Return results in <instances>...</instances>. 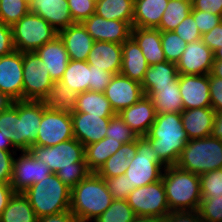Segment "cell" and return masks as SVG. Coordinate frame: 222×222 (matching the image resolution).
I'll return each instance as SVG.
<instances>
[{
  "mask_svg": "<svg viewBox=\"0 0 222 222\" xmlns=\"http://www.w3.org/2000/svg\"><path fill=\"white\" fill-rule=\"evenodd\" d=\"M106 137H110L113 141L117 140L122 144L131 143L138 138V136L122 120L118 113L110 118V123L106 131Z\"/></svg>",
  "mask_w": 222,
  "mask_h": 222,
  "instance_id": "obj_42",
  "label": "cell"
},
{
  "mask_svg": "<svg viewBox=\"0 0 222 222\" xmlns=\"http://www.w3.org/2000/svg\"><path fill=\"white\" fill-rule=\"evenodd\" d=\"M74 138L84 146L98 142L106 137L111 117H101L84 112L70 114Z\"/></svg>",
  "mask_w": 222,
  "mask_h": 222,
  "instance_id": "obj_19",
  "label": "cell"
},
{
  "mask_svg": "<svg viewBox=\"0 0 222 222\" xmlns=\"http://www.w3.org/2000/svg\"><path fill=\"white\" fill-rule=\"evenodd\" d=\"M75 112L101 115V117H112L116 114L104 93L90 90L77 95Z\"/></svg>",
  "mask_w": 222,
  "mask_h": 222,
  "instance_id": "obj_33",
  "label": "cell"
},
{
  "mask_svg": "<svg viewBox=\"0 0 222 222\" xmlns=\"http://www.w3.org/2000/svg\"><path fill=\"white\" fill-rule=\"evenodd\" d=\"M166 222H205L198 211L171 212L166 217Z\"/></svg>",
  "mask_w": 222,
  "mask_h": 222,
  "instance_id": "obj_55",
  "label": "cell"
},
{
  "mask_svg": "<svg viewBox=\"0 0 222 222\" xmlns=\"http://www.w3.org/2000/svg\"><path fill=\"white\" fill-rule=\"evenodd\" d=\"M23 194L37 218L70 210L71 188L54 173L27 188Z\"/></svg>",
  "mask_w": 222,
  "mask_h": 222,
  "instance_id": "obj_6",
  "label": "cell"
},
{
  "mask_svg": "<svg viewBox=\"0 0 222 222\" xmlns=\"http://www.w3.org/2000/svg\"><path fill=\"white\" fill-rule=\"evenodd\" d=\"M197 211L205 222H222V196L202 198Z\"/></svg>",
  "mask_w": 222,
  "mask_h": 222,
  "instance_id": "obj_44",
  "label": "cell"
},
{
  "mask_svg": "<svg viewBox=\"0 0 222 222\" xmlns=\"http://www.w3.org/2000/svg\"><path fill=\"white\" fill-rule=\"evenodd\" d=\"M14 193L15 191L10 183L0 182V217Z\"/></svg>",
  "mask_w": 222,
  "mask_h": 222,
  "instance_id": "obj_57",
  "label": "cell"
},
{
  "mask_svg": "<svg viewBox=\"0 0 222 222\" xmlns=\"http://www.w3.org/2000/svg\"><path fill=\"white\" fill-rule=\"evenodd\" d=\"M35 54L39 57L42 63H45L50 78L54 82L60 81L70 60L68 52L60 37L56 36L52 41L39 47L35 51Z\"/></svg>",
  "mask_w": 222,
  "mask_h": 222,
  "instance_id": "obj_23",
  "label": "cell"
},
{
  "mask_svg": "<svg viewBox=\"0 0 222 222\" xmlns=\"http://www.w3.org/2000/svg\"><path fill=\"white\" fill-rule=\"evenodd\" d=\"M157 152L159 158L167 165H176L180 155L189 141L183 127L181 113L157 114L148 134L145 136Z\"/></svg>",
  "mask_w": 222,
  "mask_h": 222,
  "instance_id": "obj_3",
  "label": "cell"
},
{
  "mask_svg": "<svg viewBox=\"0 0 222 222\" xmlns=\"http://www.w3.org/2000/svg\"><path fill=\"white\" fill-rule=\"evenodd\" d=\"M95 14L107 20H119L133 24L134 0H100Z\"/></svg>",
  "mask_w": 222,
  "mask_h": 222,
  "instance_id": "obj_34",
  "label": "cell"
},
{
  "mask_svg": "<svg viewBox=\"0 0 222 222\" xmlns=\"http://www.w3.org/2000/svg\"><path fill=\"white\" fill-rule=\"evenodd\" d=\"M192 10V0H169L166 10L162 15L160 31H174Z\"/></svg>",
  "mask_w": 222,
  "mask_h": 222,
  "instance_id": "obj_38",
  "label": "cell"
},
{
  "mask_svg": "<svg viewBox=\"0 0 222 222\" xmlns=\"http://www.w3.org/2000/svg\"><path fill=\"white\" fill-rule=\"evenodd\" d=\"M202 198L222 196V169L213 170L200 175Z\"/></svg>",
  "mask_w": 222,
  "mask_h": 222,
  "instance_id": "obj_43",
  "label": "cell"
},
{
  "mask_svg": "<svg viewBox=\"0 0 222 222\" xmlns=\"http://www.w3.org/2000/svg\"><path fill=\"white\" fill-rule=\"evenodd\" d=\"M104 180L113 199L127 200L130 194V183L128 182V177H126L125 174Z\"/></svg>",
  "mask_w": 222,
  "mask_h": 222,
  "instance_id": "obj_46",
  "label": "cell"
},
{
  "mask_svg": "<svg viewBox=\"0 0 222 222\" xmlns=\"http://www.w3.org/2000/svg\"><path fill=\"white\" fill-rule=\"evenodd\" d=\"M191 14L193 15V19L202 35L209 32L216 25L222 22V16L215 15L207 11L195 10L193 7Z\"/></svg>",
  "mask_w": 222,
  "mask_h": 222,
  "instance_id": "obj_48",
  "label": "cell"
},
{
  "mask_svg": "<svg viewBox=\"0 0 222 222\" xmlns=\"http://www.w3.org/2000/svg\"><path fill=\"white\" fill-rule=\"evenodd\" d=\"M30 12L42 17L57 32L74 23L67 0H34Z\"/></svg>",
  "mask_w": 222,
  "mask_h": 222,
  "instance_id": "obj_22",
  "label": "cell"
},
{
  "mask_svg": "<svg viewBox=\"0 0 222 222\" xmlns=\"http://www.w3.org/2000/svg\"><path fill=\"white\" fill-rule=\"evenodd\" d=\"M213 53H214V61H222V47L218 48Z\"/></svg>",
  "mask_w": 222,
  "mask_h": 222,
  "instance_id": "obj_63",
  "label": "cell"
},
{
  "mask_svg": "<svg viewBox=\"0 0 222 222\" xmlns=\"http://www.w3.org/2000/svg\"><path fill=\"white\" fill-rule=\"evenodd\" d=\"M174 32L187 43H192L202 38V34L199 31L191 13L180 24H178Z\"/></svg>",
  "mask_w": 222,
  "mask_h": 222,
  "instance_id": "obj_47",
  "label": "cell"
},
{
  "mask_svg": "<svg viewBox=\"0 0 222 222\" xmlns=\"http://www.w3.org/2000/svg\"><path fill=\"white\" fill-rule=\"evenodd\" d=\"M0 92L14 101L23 100V52L0 57Z\"/></svg>",
  "mask_w": 222,
  "mask_h": 222,
  "instance_id": "obj_14",
  "label": "cell"
},
{
  "mask_svg": "<svg viewBox=\"0 0 222 222\" xmlns=\"http://www.w3.org/2000/svg\"><path fill=\"white\" fill-rule=\"evenodd\" d=\"M77 95L76 91L70 89L64 83L57 81L54 82V86L44 101L46 106L51 110L73 114L76 108Z\"/></svg>",
  "mask_w": 222,
  "mask_h": 222,
  "instance_id": "obj_36",
  "label": "cell"
},
{
  "mask_svg": "<svg viewBox=\"0 0 222 222\" xmlns=\"http://www.w3.org/2000/svg\"><path fill=\"white\" fill-rule=\"evenodd\" d=\"M11 28L15 50L20 52H35L58 36V32L46 20L31 12Z\"/></svg>",
  "mask_w": 222,
  "mask_h": 222,
  "instance_id": "obj_9",
  "label": "cell"
},
{
  "mask_svg": "<svg viewBox=\"0 0 222 222\" xmlns=\"http://www.w3.org/2000/svg\"><path fill=\"white\" fill-rule=\"evenodd\" d=\"M214 53L201 39L188 43L177 64V71L183 75L210 74Z\"/></svg>",
  "mask_w": 222,
  "mask_h": 222,
  "instance_id": "obj_16",
  "label": "cell"
},
{
  "mask_svg": "<svg viewBox=\"0 0 222 222\" xmlns=\"http://www.w3.org/2000/svg\"><path fill=\"white\" fill-rule=\"evenodd\" d=\"M167 165L152 148L151 142L141 136L136 139V154L129 161L125 172L130 183V193L138 187L148 185L161 179Z\"/></svg>",
  "mask_w": 222,
  "mask_h": 222,
  "instance_id": "obj_8",
  "label": "cell"
},
{
  "mask_svg": "<svg viewBox=\"0 0 222 222\" xmlns=\"http://www.w3.org/2000/svg\"><path fill=\"white\" fill-rule=\"evenodd\" d=\"M141 85L145 95L153 87L179 85V72L177 71V64L165 61L149 66Z\"/></svg>",
  "mask_w": 222,
  "mask_h": 222,
  "instance_id": "obj_29",
  "label": "cell"
},
{
  "mask_svg": "<svg viewBox=\"0 0 222 222\" xmlns=\"http://www.w3.org/2000/svg\"><path fill=\"white\" fill-rule=\"evenodd\" d=\"M58 36L64 43L69 59L87 61L94 40L82 23L71 24L58 32Z\"/></svg>",
  "mask_w": 222,
  "mask_h": 222,
  "instance_id": "obj_21",
  "label": "cell"
},
{
  "mask_svg": "<svg viewBox=\"0 0 222 222\" xmlns=\"http://www.w3.org/2000/svg\"><path fill=\"white\" fill-rule=\"evenodd\" d=\"M37 222H80V221L70 210H68L58 214L37 218Z\"/></svg>",
  "mask_w": 222,
  "mask_h": 222,
  "instance_id": "obj_56",
  "label": "cell"
},
{
  "mask_svg": "<svg viewBox=\"0 0 222 222\" xmlns=\"http://www.w3.org/2000/svg\"><path fill=\"white\" fill-rule=\"evenodd\" d=\"M131 37L141 48L149 66L166 61L159 29L132 27Z\"/></svg>",
  "mask_w": 222,
  "mask_h": 222,
  "instance_id": "obj_27",
  "label": "cell"
},
{
  "mask_svg": "<svg viewBox=\"0 0 222 222\" xmlns=\"http://www.w3.org/2000/svg\"><path fill=\"white\" fill-rule=\"evenodd\" d=\"M209 76H216L222 78V61H214Z\"/></svg>",
  "mask_w": 222,
  "mask_h": 222,
  "instance_id": "obj_61",
  "label": "cell"
},
{
  "mask_svg": "<svg viewBox=\"0 0 222 222\" xmlns=\"http://www.w3.org/2000/svg\"><path fill=\"white\" fill-rule=\"evenodd\" d=\"M123 144L119 141H113L110 137L85 146V161L90 172H97L106 160Z\"/></svg>",
  "mask_w": 222,
  "mask_h": 222,
  "instance_id": "obj_32",
  "label": "cell"
},
{
  "mask_svg": "<svg viewBox=\"0 0 222 222\" xmlns=\"http://www.w3.org/2000/svg\"><path fill=\"white\" fill-rule=\"evenodd\" d=\"M136 217L127 200L113 199L109 208L92 222H134Z\"/></svg>",
  "mask_w": 222,
  "mask_h": 222,
  "instance_id": "obj_39",
  "label": "cell"
},
{
  "mask_svg": "<svg viewBox=\"0 0 222 222\" xmlns=\"http://www.w3.org/2000/svg\"><path fill=\"white\" fill-rule=\"evenodd\" d=\"M210 136L222 141V112L215 113L214 123Z\"/></svg>",
  "mask_w": 222,
  "mask_h": 222,
  "instance_id": "obj_59",
  "label": "cell"
},
{
  "mask_svg": "<svg viewBox=\"0 0 222 222\" xmlns=\"http://www.w3.org/2000/svg\"><path fill=\"white\" fill-rule=\"evenodd\" d=\"M118 114L138 137L148 134L157 116L152 99L146 95Z\"/></svg>",
  "mask_w": 222,
  "mask_h": 222,
  "instance_id": "obj_20",
  "label": "cell"
},
{
  "mask_svg": "<svg viewBox=\"0 0 222 222\" xmlns=\"http://www.w3.org/2000/svg\"><path fill=\"white\" fill-rule=\"evenodd\" d=\"M14 100L11 99L7 94L0 92V113L3 110L8 109L12 104Z\"/></svg>",
  "mask_w": 222,
  "mask_h": 222,
  "instance_id": "obj_60",
  "label": "cell"
},
{
  "mask_svg": "<svg viewBox=\"0 0 222 222\" xmlns=\"http://www.w3.org/2000/svg\"><path fill=\"white\" fill-rule=\"evenodd\" d=\"M149 65L137 42L130 37L122 44V64L120 74L142 83Z\"/></svg>",
  "mask_w": 222,
  "mask_h": 222,
  "instance_id": "obj_26",
  "label": "cell"
},
{
  "mask_svg": "<svg viewBox=\"0 0 222 222\" xmlns=\"http://www.w3.org/2000/svg\"><path fill=\"white\" fill-rule=\"evenodd\" d=\"M169 0H134V14L132 27H159L162 15Z\"/></svg>",
  "mask_w": 222,
  "mask_h": 222,
  "instance_id": "obj_28",
  "label": "cell"
},
{
  "mask_svg": "<svg viewBox=\"0 0 222 222\" xmlns=\"http://www.w3.org/2000/svg\"><path fill=\"white\" fill-rule=\"evenodd\" d=\"M179 89L184 110L211 107L209 74H179Z\"/></svg>",
  "mask_w": 222,
  "mask_h": 222,
  "instance_id": "obj_18",
  "label": "cell"
},
{
  "mask_svg": "<svg viewBox=\"0 0 222 222\" xmlns=\"http://www.w3.org/2000/svg\"><path fill=\"white\" fill-rule=\"evenodd\" d=\"M201 40L213 52L218 48L222 47V22L216 25L209 32L203 34Z\"/></svg>",
  "mask_w": 222,
  "mask_h": 222,
  "instance_id": "obj_53",
  "label": "cell"
},
{
  "mask_svg": "<svg viewBox=\"0 0 222 222\" xmlns=\"http://www.w3.org/2000/svg\"><path fill=\"white\" fill-rule=\"evenodd\" d=\"M192 7L195 10L222 16V0H192Z\"/></svg>",
  "mask_w": 222,
  "mask_h": 222,
  "instance_id": "obj_54",
  "label": "cell"
},
{
  "mask_svg": "<svg viewBox=\"0 0 222 222\" xmlns=\"http://www.w3.org/2000/svg\"><path fill=\"white\" fill-rule=\"evenodd\" d=\"M15 51L12 28L0 21V57Z\"/></svg>",
  "mask_w": 222,
  "mask_h": 222,
  "instance_id": "obj_52",
  "label": "cell"
},
{
  "mask_svg": "<svg viewBox=\"0 0 222 222\" xmlns=\"http://www.w3.org/2000/svg\"><path fill=\"white\" fill-rule=\"evenodd\" d=\"M176 165L199 176L222 169V141L211 136L189 140Z\"/></svg>",
  "mask_w": 222,
  "mask_h": 222,
  "instance_id": "obj_7",
  "label": "cell"
},
{
  "mask_svg": "<svg viewBox=\"0 0 222 222\" xmlns=\"http://www.w3.org/2000/svg\"><path fill=\"white\" fill-rule=\"evenodd\" d=\"M74 23H82L95 13L94 0H67Z\"/></svg>",
  "mask_w": 222,
  "mask_h": 222,
  "instance_id": "obj_45",
  "label": "cell"
},
{
  "mask_svg": "<svg viewBox=\"0 0 222 222\" xmlns=\"http://www.w3.org/2000/svg\"><path fill=\"white\" fill-rule=\"evenodd\" d=\"M90 82L89 90L96 92H105L106 87L110 84L113 73L104 71L102 68H94V65H89Z\"/></svg>",
  "mask_w": 222,
  "mask_h": 222,
  "instance_id": "obj_49",
  "label": "cell"
},
{
  "mask_svg": "<svg viewBox=\"0 0 222 222\" xmlns=\"http://www.w3.org/2000/svg\"><path fill=\"white\" fill-rule=\"evenodd\" d=\"M136 154V140L123 144L118 151L111 155L96 172L101 178H113L125 174L128 163Z\"/></svg>",
  "mask_w": 222,
  "mask_h": 222,
  "instance_id": "obj_31",
  "label": "cell"
},
{
  "mask_svg": "<svg viewBox=\"0 0 222 222\" xmlns=\"http://www.w3.org/2000/svg\"><path fill=\"white\" fill-rule=\"evenodd\" d=\"M50 174L52 172L45 163L35 159L29 151H21L20 156L14 157L10 184L15 192L23 193Z\"/></svg>",
  "mask_w": 222,
  "mask_h": 222,
  "instance_id": "obj_13",
  "label": "cell"
},
{
  "mask_svg": "<svg viewBox=\"0 0 222 222\" xmlns=\"http://www.w3.org/2000/svg\"><path fill=\"white\" fill-rule=\"evenodd\" d=\"M161 179L170 212L198 210L202 199L199 175L173 165L164 169Z\"/></svg>",
  "mask_w": 222,
  "mask_h": 222,
  "instance_id": "obj_5",
  "label": "cell"
},
{
  "mask_svg": "<svg viewBox=\"0 0 222 222\" xmlns=\"http://www.w3.org/2000/svg\"><path fill=\"white\" fill-rule=\"evenodd\" d=\"M112 201L105 180L91 172L71 189L70 211L80 222H92L109 208Z\"/></svg>",
  "mask_w": 222,
  "mask_h": 222,
  "instance_id": "obj_4",
  "label": "cell"
},
{
  "mask_svg": "<svg viewBox=\"0 0 222 222\" xmlns=\"http://www.w3.org/2000/svg\"><path fill=\"white\" fill-rule=\"evenodd\" d=\"M134 222H166V217H136Z\"/></svg>",
  "mask_w": 222,
  "mask_h": 222,
  "instance_id": "obj_62",
  "label": "cell"
},
{
  "mask_svg": "<svg viewBox=\"0 0 222 222\" xmlns=\"http://www.w3.org/2000/svg\"><path fill=\"white\" fill-rule=\"evenodd\" d=\"M146 96L152 99L157 114L181 113L184 110L179 85L153 87Z\"/></svg>",
  "mask_w": 222,
  "mask_h": 222,
  "instance_id": "obj_30",
  "label": "cell"
},
{
  "mask_svg": "<svg viewBox=\"0 0 222 222\" xmlns=\"http://www.w3.org/2000/svg\"><path fill=\"white\" fill-rule=\"evenodd\" d=\"M0 149L10 152H17L12 145V133L8 129L0 130Z\"/></svg>",
  "mask_w": 222,
  "mask_h": 222,
  "instance_id": "obj_58",
  "label": "cell"
},
{
  "mask_svg": "<svg viewBox=\"0 0 222 222\" xmlns=\"http://www.w3.org/2000/svg\"><path fill=\"white\" fill-rule=\"evenodd\" d=\"M104 94L115 113L133 105L145 95L140 83L121 74L112 77Z\"/></svg>",
  "mask_w": 222,
  "mask_h": 222,
  "instance_id": "obj_17",
  "label": "cell"
},
{
  "mask_svg": "<svg viewBox=\"0 0 222 222\" xmlns=\"http://www.w3.org/2000/svg\"><path fill=\"white\" fill-rule=\"evenodd\" d=\"M82 25L94 41L123 44L131 37L132 25L129 22L107 20L95 13L84 20Z\"/></svg>",
  "mask_w": 222,
  "mask_h": 222,
  "instance_id": "obj_15",
  "label": "cell"
},
{
  "mask_svg": "<svg viewBox=\"0 0 222 222\" xmlns=\"http://www.w3.org/2000/svg\"><path fill=\"white\" fill-rule=\"evenodd\" d=\"M74 138L70 114L49 109L43 101V114L33 145L54 146Z\"/></svg>",
  "mask_w": 222,
  "mask_h": 222,
  "instance_id": "obj_12",
  "label": "cell"
},
{
  "mask_svg": "<svg viewBox=\"0 0 222 222\" xmlns=\"http://www.w3.org/2000/svg\"><path fill=\"white\" fill-rule=\"evenodd\" d=\"M54 81L35 52H23V100L44 101Z\"/></svg>",
  "mask_w": 222,
  "mask_h": 222,
  "instance_id": "obj_11",
  "label": "cell"
},
{
  "mask_svg": "<svg viewBox=\"0 0 222 222\" xmlns=\"http://www.w3.org/2000/svg\"><path fill=\"white\" fill-rule=\"evenodd\" d=\"M60 82L76 91L78 94L88 91L90 69L87 61H75L70 59Z\"/></svg>",
  "mask_w": 222,
  "mask_h": 222,
  "instance_id": "obj_37",
  "label": "cell"
},
{
  "mask_svg": "<svg viewBox=\"0 0 222 222\" xmlns=\"http://www.w3.org/2000/svg\"><path fill=\"white\" fill-rule=\"evenodd\" d=\"M0 222H37L35 211L22 192H15L2 212Z\"/></svg>",
  "mask_w": 222,
  "mask_h": 222,
  "instance_id": "obj_35",
  "label": "cell"
},
{
  "mask_svg": "<svg viewBox=\"0 0 222 222\" xmlns=\"http://www.w3.org/2000/svg\"><path fill=\"white\" fill-rule=\"evenodd\" d=\"M30 12L25 0H0V21L12 26Z\"/></svg>",
  "mask_w": 222,
  "mask_h": 222,
  "instance_id": "obj_40",
  "label": "cell"
},
{
  "mask_svg": "<svg viewBox=\"0 0 222 222\" xmlns=\"http://www.w3.org/2000/svg\"><path fill=\"white\" fill-rule=\"evenodd\" d=\"M87 63L94 68H102L114 75L120 74L122 64V44L94 41Z\"/></svg>",
  "mask_w": 222,
  "mask_h": 222,
  "instance_id": "obj_24",
  "label": "cell"
},
{
  "mask_svg": "<svg viewBox=\"0 0 222 222\" xmlns=\"http://www.w3.org/2000/svg\"><path fill=\"white\" fill-rule=\"evenodd\" d=\"M127 202L138 217H167L171 213L162 179L135 188Z\"/></svg>",
  "mask_w": 222,
  "mask_h": 222,
  "instance_id": "obj_10",
  "label": "cell"
},
{
  "mask_svg": "<svg viewBox=\"0 0 222 222\" xmlns=\"http://www.w3.org/2000/svg\"><path fill=\"white\" fill-rule=\"evenodd\" d=\"M29 152L71 189L91 173L85 161V146L75 138L54 146L32 145Z\"/></svg>",
  "mask_w": 222,
  "mask_h": 222,
  "instance_id": "obj_1",
  "label": "cell"
},
{
  "mask_svg": "<svg viewBox=\"0 0 222 222\" xmlns=\"http://www.w3.org/2000/svg\"><path fill=\"white\" fill-rule=\"evenodd\" d=\"M215 113L212 107L187 109L181 112L183 127L189 140L211 135Z\"/></svg>",
  "mask_w": 222,
  "mask_h": 222,
  "instance_id": "obj_25",
  "label": "cell"
},
{
  "mask_svg": "<svg viewBox=\"0 0 222 222\" xmlns=\"http://www.w3.org/2000/svg\"><path fill=\"white\" fill-rule=\"evenodd\" d=\"M161 43L166 61L177 63L188 43L174 31H161Z\"/></svg>",
  "mask_w": 222,
  "mask_h": 222,
  "instance_id": "obj_41",
  "label": "cell"
},
{
  "mask_svg": "<svg viewBox=\"0 0 222 222\" xmlns=\"http://www.w3.org/2000/svg\"><path fill=\"white\" fill-rule=\"evenodd\" d=\"M42 114L43 101H14L0 113V130L12 133V145L17 151H29L37 140Z\"/></svg>",
  "mask_w": 222,
  "mask_h": 222,
  "instance_id": "obj_2",
  "label": "cell"
},
{
  "mask_svg": "<svg viewBox=\"0 0 222 222\" xmlns=\"http://www.w3.org/2000/svg\"><path fill=\"white\" fill-rule=\"evenodd\" d=\"M211 107L215 112H222V78L209 76Z\"/></svg>",
  "mask_w": 222,
  "mask_h": 222,
  "instance_id": "obj_51",
  "label": "cell"
},
{
  "mask_svg": "<svg viewBox=\"0 0 222 222\" xmlns=\"http://www.w3.org/2000/svg\"><path fill=\"white\" fill-rule=\"evenodd\" d=\"M16 152L0 149V182L10 183L12 178L13 160Z\"/></svg>",
  "mask_w": 222,
  "mask_h": 222,
  "instance_id": "obj_50",
  "label": "cell"
},
{
  "mask_svg": "<svg viewBox=\"0 0 222 222\" xmlns=\"http://www.w3.org/2000/svg\"><path fill=\"white\" fill-rule=\"evenodd\" d=\"M29 5H31V3L34 1V0H25Z\"/></svg>",
  "mask_w": 222,
  "mask_h": 222,
  "instance_id": "obj_64",
  "label": "cell"
}]
</instances>
